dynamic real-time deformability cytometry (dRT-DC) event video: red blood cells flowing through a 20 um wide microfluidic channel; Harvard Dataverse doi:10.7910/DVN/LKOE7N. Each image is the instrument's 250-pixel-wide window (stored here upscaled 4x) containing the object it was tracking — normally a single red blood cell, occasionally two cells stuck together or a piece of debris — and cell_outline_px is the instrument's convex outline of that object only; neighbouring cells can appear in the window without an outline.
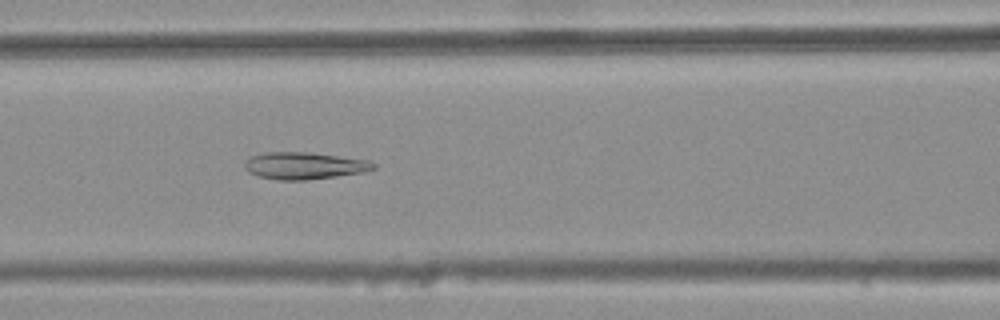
{"species": "common noctule bat (a hibernating species)", "species_latin": "Nyctalus noctula", "temperature_condition": "warm", "stored_images_in_passage": 38, "camera_frame_rate_fps": 3000, "um_per_image_px": 0.085, "animal": {"sex": "female", "body_mass_g": 25.1}, "frame": {"image": 1, "passage_image": 14, "time_ms": 4.333, "image_size_px": [1000, 320], "cell_outline_px": [[376, 168], [364, 172], [336, 176], [304, 180], [280, 180], [260, 176], [248, 172], [244, 168], [244, 160], [252, 156], [264, 152], [308, 152], [368, 160], [376, 164]], "centroid_in_image_um": [25.84, 14.08], "position_along_channel_um": 140.8, "area_um2": 20.23}}
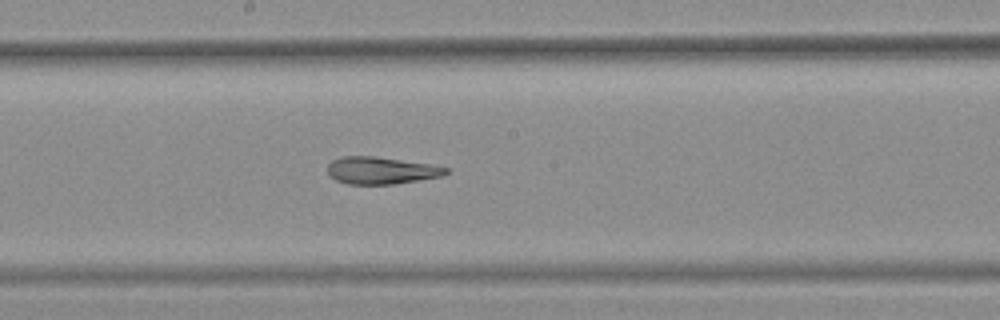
{"frame": {"image": 2, "passage_image": 20, "time_ms": 6.333, "image_size_px": [1000, 320], "cell_outline_px": [[448, 172], [444, 176], [396, 184], [348, 184], [336, 180], [328, 172], [328, 164], [332, 160], [340, 156], [372, 156], [428, 164], [448, 168]], "centroid_in_image_um": [32.39, 14.49], "position_along_channel_um": 215.8, "area_um2": 18.61}}
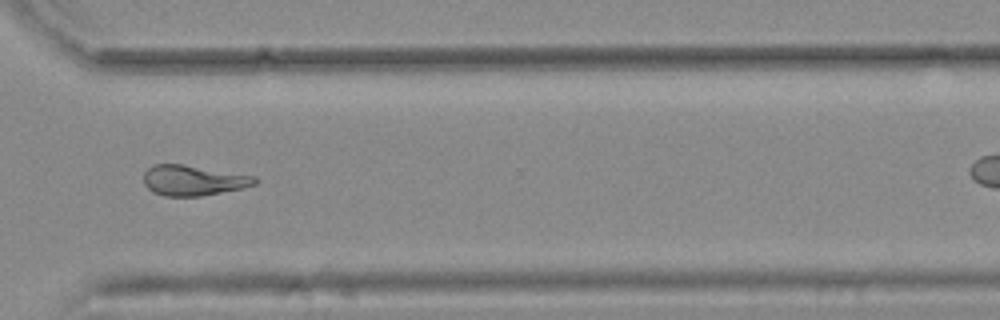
{"frame": {"image": 3, "passage_image": 31, "time_ms": 10.0, "image_size_px": [1000, 320], "cell_outline_px": [[256, 184], [240, 188], [200, 196], [164, 196], [152, 192], [144, 184], [144, 172], [152, 164], [184, 164], [256, 176]], "centroid_in_image_um": [16.38, 15.32], "position_along_channel_um": 354.2, "area_um2": 19.59}, "authors_computed_cell_mechanics": {"area_um2": 19.941, "velocity_mm_per_s": 3.7641, "shape_relaxation_time_tau1_ms": null, "shape_relaxation_time_tau2_ms": 3.3838, "deformation_change_tau1": null, "deformation_change_tau2": 0.1044}}